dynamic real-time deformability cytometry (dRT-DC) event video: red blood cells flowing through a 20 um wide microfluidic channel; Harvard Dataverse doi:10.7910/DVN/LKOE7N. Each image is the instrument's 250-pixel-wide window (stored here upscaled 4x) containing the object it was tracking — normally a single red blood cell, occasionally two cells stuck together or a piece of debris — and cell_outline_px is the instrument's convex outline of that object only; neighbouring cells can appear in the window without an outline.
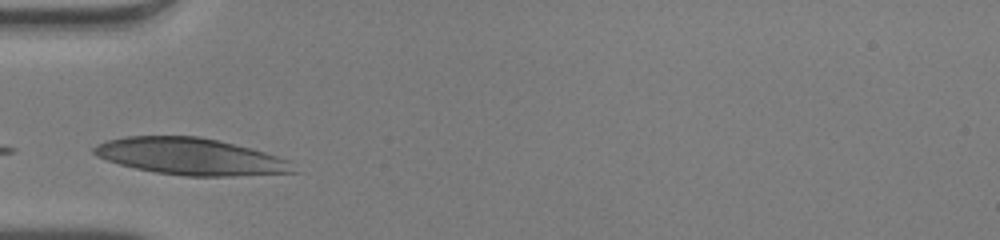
{"species": "human", "species_latin": "Homo sapiens", "temperature_condition": "warm", "stored_images_in_passage": 25, "camera_frame_rate_fps": 3000, "um_per_image_px": 0.085, "donor": {"sex": "male"}, "frame": {"image": 1, "passage_image": 1, "time_ms": 0.0, "image_size_px": [1000, 240], "cell_outline_px": [[300, 172], [232, 176], [184, 176], [156, 172], [136, 168], [120, 164], [96, 156], [92, 152], [92, 148], [96, 144], [108, 140], [124, 136], [200, 136], [264, 152], [288, 160]], "centroid_in_image_um": [16.17, 13.3], "position_along_channel_um": 68.8, "area_um2": 42.48}}
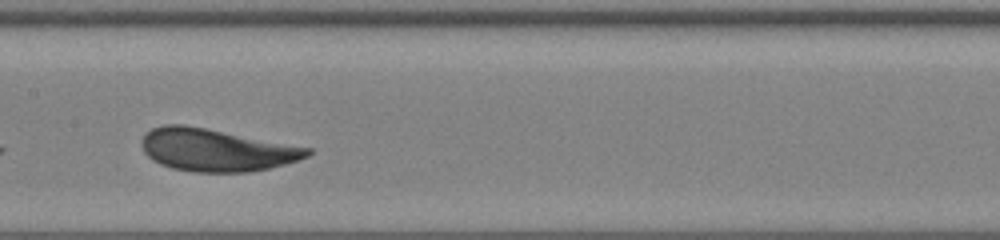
{"frame": {"image": 2, "passage_image": 10, "time_ms": 3.0, "image_size_px": [1000, 240], "cell_outline_px": [[312, 152], [308, 156], [284, 164], [268, 168], [248, 172], [192, 172], [172, 168], [160, 164], [152, 160], [144, 152], [144, 136], [152, 128], [164, 124], [184, 124], [312, 148]], "centroid_in_image_um": [18.38, 12.75], "position_along_channel_um": 189.0, "area_um2": 40.63}}
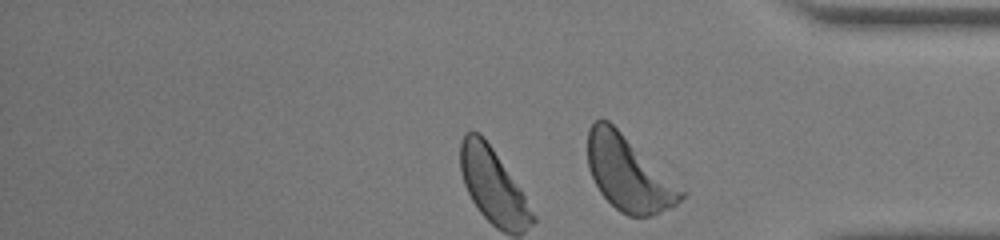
{"frame": {"image": 3, "passage_image": 25, "time_ms": 8.0, "image_size_px": [1000, 240], "cell_outline_px": [[688, 192], [676, 204], [652, 216], [628, 216], [620, 212], [600, 192], [588, 168], [588, 128], [596, 120], [608, 120]], "centroid_in_image_um": [53.45, 14.76], "position_along_channel_um": 381.8, "area_um2": 40.46}, "authors_computed_cell_mechanics": {"area_um2": 40.46, "velocity_mm_per_s": 4.0424, "shape_relaxation_time_tau1_ms": 3.1125, "shape_relaxation_time_tau2_ms": null, "deformation_change_tau1": 0.1633, "deformation_change_tau2": null}}